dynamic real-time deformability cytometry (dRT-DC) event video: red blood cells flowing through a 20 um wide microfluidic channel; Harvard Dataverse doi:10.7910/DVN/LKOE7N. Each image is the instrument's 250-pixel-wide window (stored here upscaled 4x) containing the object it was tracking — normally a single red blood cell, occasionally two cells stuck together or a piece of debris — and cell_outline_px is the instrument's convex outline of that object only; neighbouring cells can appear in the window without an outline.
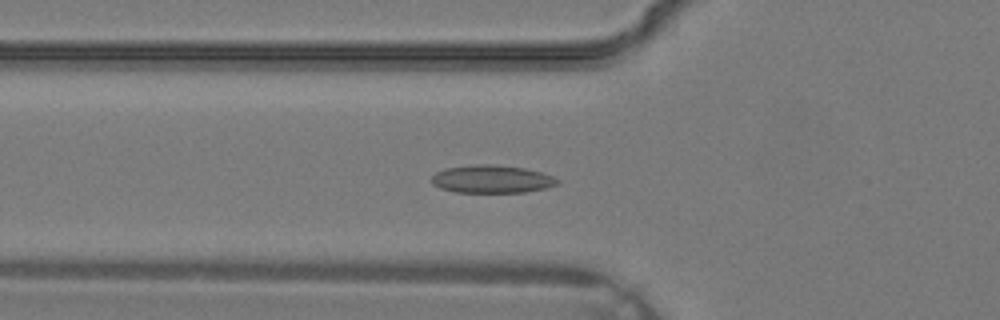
{"species": "common noctule bat (a hibernating species)", "species_latin": "Nyctalus noctula", "temperature_condition": "warm", "stored_images_in_passage": 29, "camera_frame_rate_fps": 3000, "um_per_image_px": 0.085, "animal": {"sex": "male", "body_mass_g": 19.2, "forearm_length_mm": 51.8}, "frame": {"image": 1, "passage_image": 5, "time_ms": 1.333, "image_size_px": [1000, 320], "cell_outline_px": [[560, 184], [544, 188], [524, 192], [456, 192], [440, 188], [432, 184], [432, 176], [436, 172], [444, 168], [472, 164], [496, 164], [524, 168], [540, 172], [552, 176], [560, 180]], "centroid_in_image_um": [41.79, 15.21], "position_along_channel_um": 84.0, "area_um2": 20.52}}
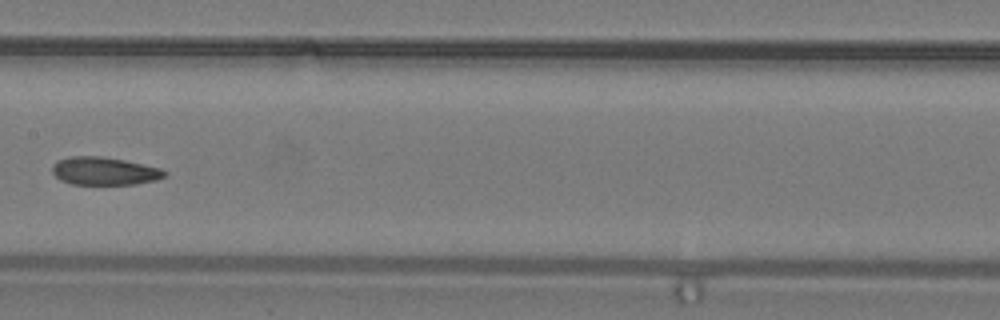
{"frame": {"image": 2, "passage_image": 11, "time_ms": 3.333, "image_size_px": [1000, 320], "cell_outline_px": [[168, 172], [164, 176], [156, 180], [136, 184], [72, 184], [60, 180], [52, 172], [52, 164], [56, 160], [68, 156], [100, 156], [124, 160], [160, 168]], "centroid_in_image_um": [8.83, 14.53], "position_along_channel_um": 198.6, "area_um2": 18.32}}
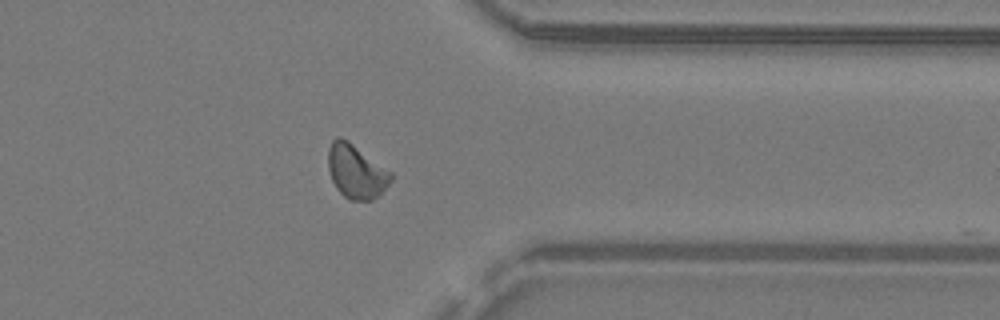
{"frame": {"image": 3, "passage_image": 21, "time_ms": 6.667, "image_size_px": [1000, 320], "cell_outline_px": [[392, 180], [380, 196], [372, 200], [348, 200], [336, 188], [332, 180], [328, 168], [328, 148], [332, 140], [336, 136], [340, 136], [348, 140], [392, 172]], "centroid_in_image_um": [30.28, 14.57], "position_along_channel_um": 381.1, "area_um2": 19.94}}